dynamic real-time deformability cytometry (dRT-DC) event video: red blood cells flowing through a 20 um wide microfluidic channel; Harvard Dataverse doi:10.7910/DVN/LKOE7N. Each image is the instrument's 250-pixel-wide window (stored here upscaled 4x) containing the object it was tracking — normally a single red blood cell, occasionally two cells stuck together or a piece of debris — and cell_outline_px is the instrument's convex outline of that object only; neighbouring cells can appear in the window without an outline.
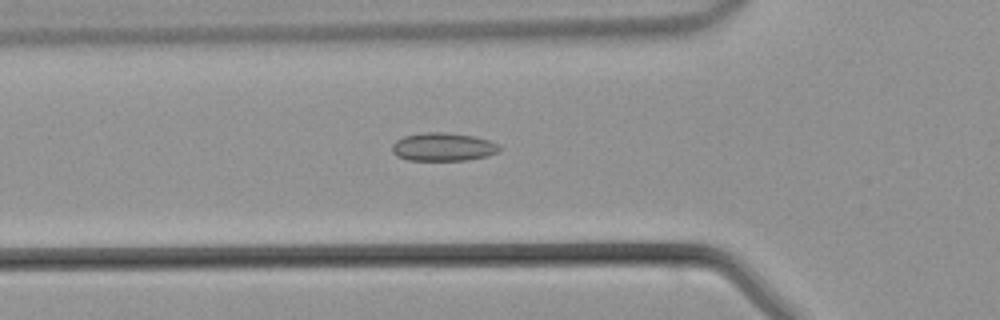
{"species": "common noctule bat (a hibernating species)", "species_latin": "Nyctalus noctula", "temperature_condition": "warm", "stored_images_in_passage": 43, "camera_frame_rate_fps": 3000, "um_per_image_px": 0.085, "animal": {"sex": "male", "body_mass_g": 21.5, "forearm_length_mm": 52.0}, "frame": {"image": 1, "passage_image": 13, "time_ms": 4.0, "image_size_px": [1000, 320], "cell_outline_px": [[500, 148], [496, 152], [488, 156], [464, 160], [408, 160], [396, 156], [392, 152], [392, 144], [396, 140], [404, 136], [424, 132], [444, 132], [476, 136], [488, 140], [496, 144]], "centroid_in_image_um": [37.62, 12.48], "position_along_channel_um": 88.2, "area_um2": 17.63}}
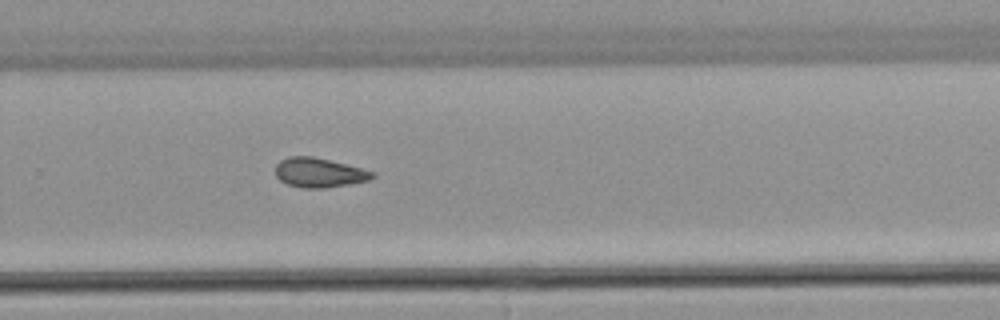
{"frame": {"image": 2, "passage_image": 27, "time_ms": 8.667, "image_size_px": [1000, 320], "cell_outline_px": [[376, 176], [368, 180], [348, 184], [324, 188], [300, 188], [288, 184], [280, 180], [276, 176], [276, 164], [280, 160], [288, 156], [312, 156], [376, 172]], "centroid_in_image_um": [27.1, 14.67], "position_along_channel_um": 302.7, "area_um2": 16.53}}
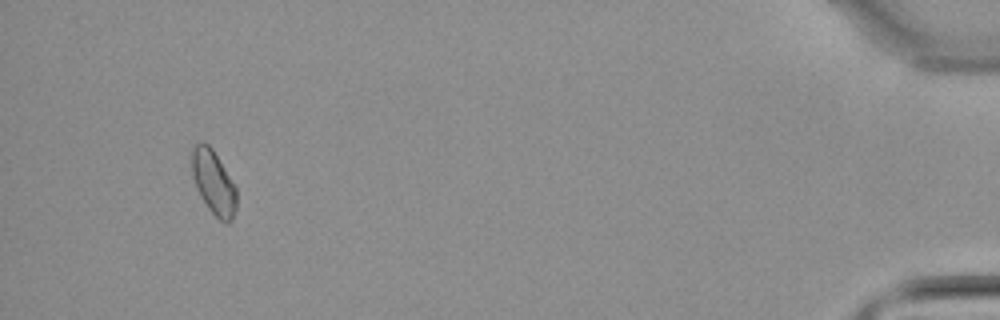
{"frame": {"image": 3, "passage_image": 40, "time_ms": 13.0, "image_size_px": [1000, 320], "cell_outline_px": [[236, 208], [232, 220], [228, 224], [224, 224], [208, 208], [196, 188], [192, 176], [188, 156], [192, 148], [196, 144], [204, 140], [212, 148], [236, 188]], "centroid_in_image_um": [18.1, 15.47], "position_along_channel_um": 417.1, "area_um2": 16.99}}